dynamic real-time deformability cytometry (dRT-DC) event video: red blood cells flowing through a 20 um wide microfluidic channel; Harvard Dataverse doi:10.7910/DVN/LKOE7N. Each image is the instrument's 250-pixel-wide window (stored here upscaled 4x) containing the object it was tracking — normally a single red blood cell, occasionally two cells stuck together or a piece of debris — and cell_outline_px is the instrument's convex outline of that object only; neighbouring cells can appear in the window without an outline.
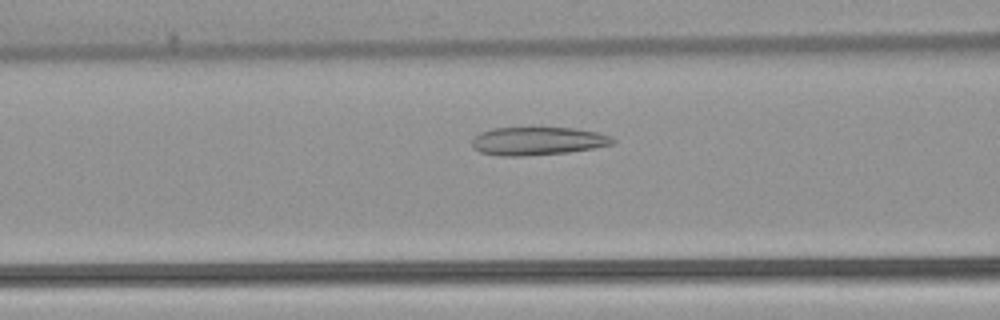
{"species": "common noctule bat (a hibernating species)", "species_latin": "Nyctalus noctula", "temperature_condition": "warm", "stored_images_in_passage": 25, "camera_frame_rate_fps": 3000, "um_per_image_px": 0.085, "animal": {"sex": "female", "body_mass_g": 22.7, "forearm_length_mm": 54.2}, "frame": {"image": 1, "passage_image": 13, "time_ms": 4.0, "image_size_px": [1000, 320], "cell_outline_px": [[616, 140], [612, 144], [592, 148], [568, 152], [524, 156], [500, 156], [480, 152], [472, 148], [472, 140], [480, 132], [492, 128], [576, 128], [596, 132], [612, 136]], "centroid_in_image_um": [45.68, 11.99], "position_along_channel_um": 120.9, "area_um2": 23.06}}
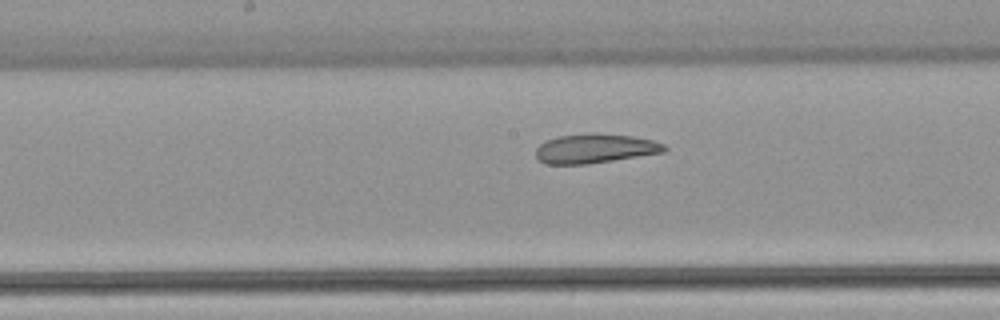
{"frame": {"image": 2, "passage_image": 19, "time_ms": 6.0, "image_size_px": [1000, 320], "cell_outline_px": [[668, 148], [664, 152], [588, 164], [544, 164], [536, 156], [536, 148], [540, 144], [556, 136], [588, 132], [596, 132], [632, 136], [652, 140], [664, 144]], "centroid_in_image_um": [50.56, 12.61], "position_along_channel_um": 197.6, "area_um2": 22.14}}
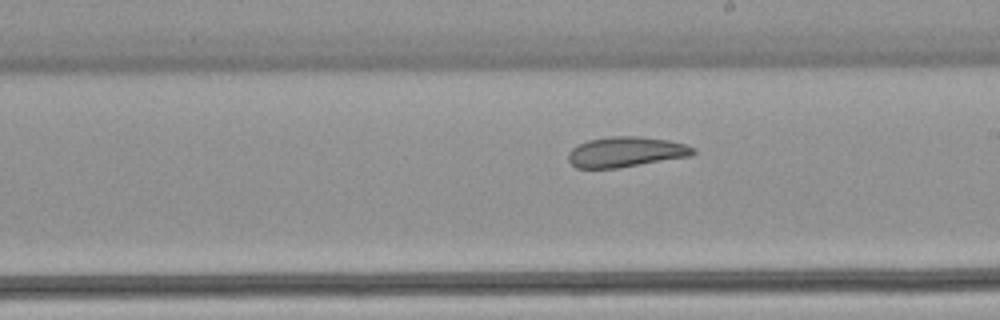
{"frame": {"image": 3, "passage_image": 22, "time_ms": 7.0, "image_size_px": [1000, 320], "cell_outline_px": [[696, 152], [692, 156], [616, 168], [576, 168], [568, 160], [568, 152], [572, 148], [588, 140], [612, 136], [640, 136], [668, 140], [684, 144], [696, 148]], "centroid_in_image_um": [53.22, 12.91], "position_along_channel_um": 235.8, "area_um2": 22.02}}